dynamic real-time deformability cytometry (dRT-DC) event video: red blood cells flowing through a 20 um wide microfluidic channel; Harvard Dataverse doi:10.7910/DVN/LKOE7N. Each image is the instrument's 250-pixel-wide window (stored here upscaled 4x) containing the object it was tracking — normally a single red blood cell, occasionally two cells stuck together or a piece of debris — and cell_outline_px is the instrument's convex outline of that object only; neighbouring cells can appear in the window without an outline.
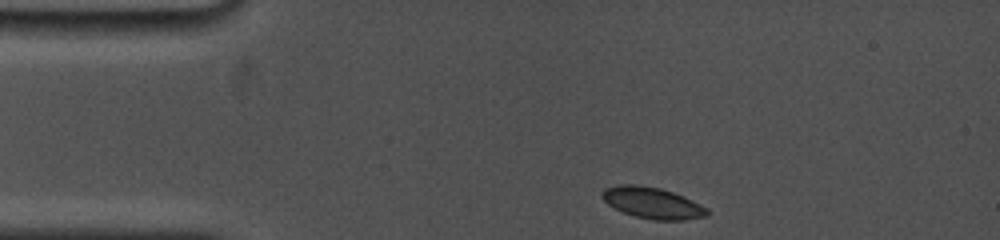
{"species": "common noctule bat (a hibernating species)", "species_latin": "Nyctalus noctula", "temperature_condition": "cold", "stored_images_in_passage": 25, "camera_frame_rate_fps": 5000, "um_per_image_px": 0.085, "animal": {"sex": "female", "body_mass_g": 19.0, "forearm_length_mm": 53.3}, "frame": {"image": 1, "passage_image": 1, "time_ms": 0.0, "image_size_px": [1000, 240], "cell_outline_px": [[708, 216], [684, 220], [652, 220], [636, 216], [624, 212], [608, 204], [600, 196], [600, 192], [604, 188], [620, 184], [636, 184], [660, 188], [684, 196], [708, 208]], "centroid_in_image_um": [55.45, 17.24], "position_along_channel_um": 29.5, "area_um2": 19.19}}
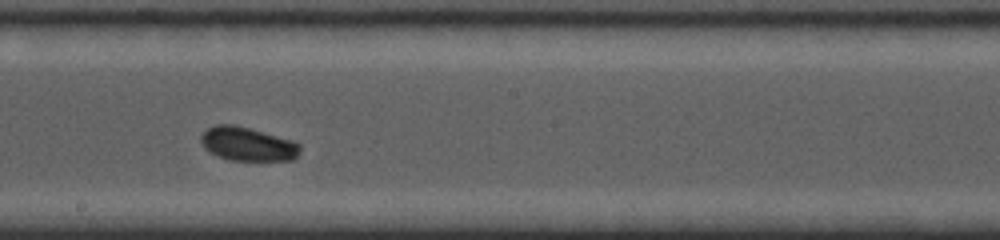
{"frame": {"image": 2, "passage_image": 14, "time_ms": 6.6, "image_size_px": [1000, 240], "cell_outline_px": [[300, 152], [292, 160], [232, 160], [216, 156], [204, 148], [200, 140], [200, 136], [208, 128], [216, 124], [232, 124], [248, 128], [292, 140], [300, 144]], "centroid_in_image_um": [21.02, 12.24], "position_along_channel_um": 227.2, "area_um2": 19.36}}
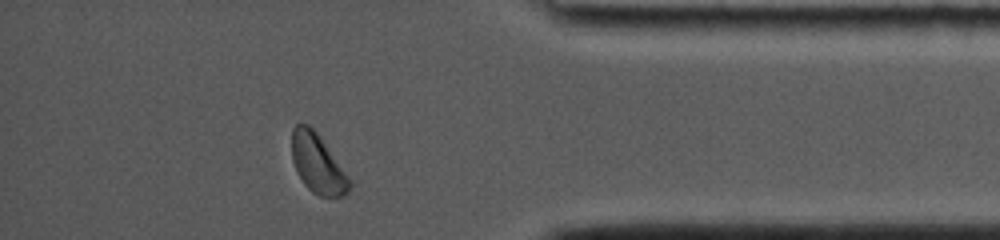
{"frame": {"image": 3, "passage_image": 24, "time_ms": 11.8, "image_size_px": [1000, 240], "cell_outline_px": [[352, 188], [344, 196], [320, 196], [312, 192], [304, 184], [296, 172], [292, 160], [292, 128], [296, 124], [308, 124], [320, 136], [352, 180]], "centroid_in_image_um": [27.02, 13.93], "position_along_channel_um": 408.2, "area_um2": 20.06}, "authors_computed_cell_mechanics": {"area_um2": 19.4208, "velocity_mm_per_s": 3.7171, "shape_relaxation_time_tau1_ms": 1.0504, "shape_relaxation_time_tau2_ms": null, "deformation_change_tau1": 0.0545, "deformation_change_tau2": null}}